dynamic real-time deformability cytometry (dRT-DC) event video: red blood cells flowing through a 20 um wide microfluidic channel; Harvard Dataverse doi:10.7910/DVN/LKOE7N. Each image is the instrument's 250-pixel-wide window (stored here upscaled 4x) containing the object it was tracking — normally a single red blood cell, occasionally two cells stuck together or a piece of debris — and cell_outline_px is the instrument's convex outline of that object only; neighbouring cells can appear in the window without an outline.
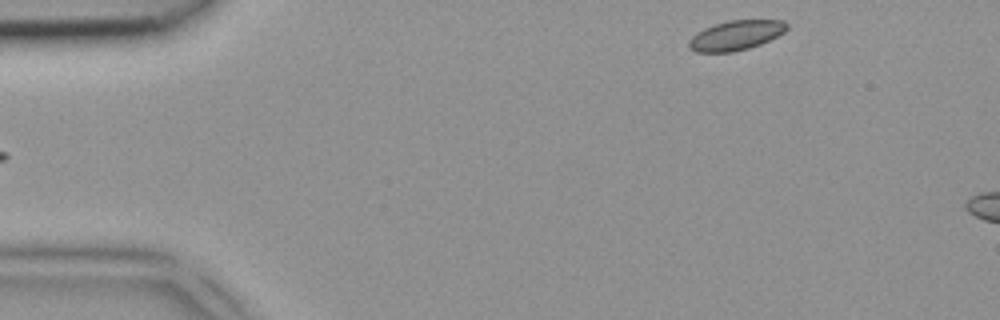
{"species": "common noctule bat (a hibernating species)", "species_latin": "Nyctalus noctula", "temperature_condition": "room temperature", "stored_images_in_passage": 5, "camera_frame_rate_fps": 3000, "um_per_image_px": 0.085, "animal": {"sex": "female", "body_mass_g": 18.4}, "frame": {"image": 1, "passage_image": 5, "time_ms": 1.333, "image_size_px": [1000, 320], "cell_outline_px": [[788, 28], [784, 32], [760, 44], [748, 48], [732, 52], [696, 52], [688, 48], [688, 40], [696, 32], [704, 28], [728, 20], [784, 20], [788, 24]], "centroid_in_image_um": [62.52, 3.0], "position_along_channel_um": 22.5, "area_um2": 16.94}}